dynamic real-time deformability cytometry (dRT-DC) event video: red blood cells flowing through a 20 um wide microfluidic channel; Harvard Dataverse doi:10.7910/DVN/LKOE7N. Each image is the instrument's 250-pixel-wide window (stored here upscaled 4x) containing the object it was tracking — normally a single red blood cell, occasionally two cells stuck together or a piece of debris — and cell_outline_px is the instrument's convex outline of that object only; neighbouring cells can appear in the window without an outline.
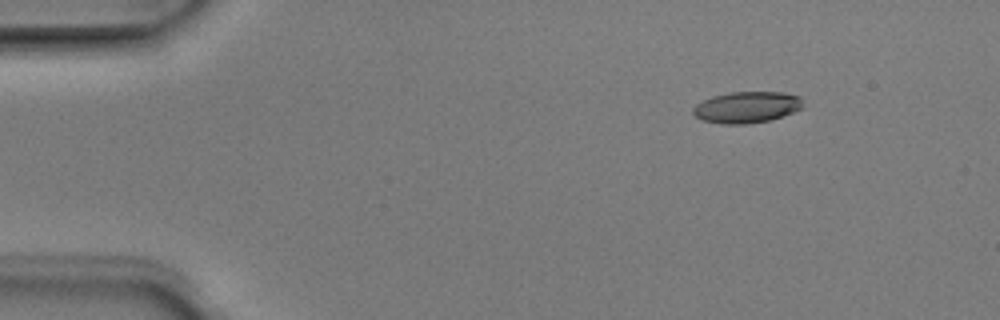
{"species": "Egyptian fruit bat (a non-hibernating species)", "species_latin": "Rousettus aegyptiacus", "temperature_condition": "room temperature", "stored_images_in_passage": 4, "camera_frame_rate_fps": 3000, "um_per_image_px": 0.085, "animal": {"sex": "male"}, "frame": {"image": 1, "passage_image": 2, "time_ms": 0.333, "image_size_px": [1000, 320], "cell_outline_px": [[804, 108], [768, 120], [748, 124], [720, 124], [704, 120], [696, 116], [692, 112], [692, 108], [696, 104], [712, 96], [728, 92], [784, 92], [800, 96], [804, 104]], "centroid_in_image_um": [63.48, 9.1], "position_along_channel_um": 21.5, "area_um2": 20.11}}